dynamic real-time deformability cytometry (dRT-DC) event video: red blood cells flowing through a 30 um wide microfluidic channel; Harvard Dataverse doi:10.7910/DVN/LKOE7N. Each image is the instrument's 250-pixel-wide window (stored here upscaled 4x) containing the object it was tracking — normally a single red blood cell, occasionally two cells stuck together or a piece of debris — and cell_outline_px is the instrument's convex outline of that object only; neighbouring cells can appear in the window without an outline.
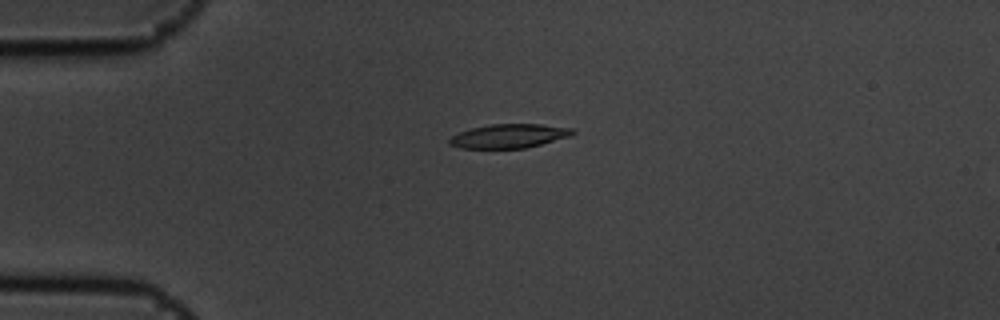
{"species": "common noctule bat (a hibernating species)", "species_latin": "Nyctalus noctula", "temperature_condition": "cold", "stored_images_in_passage": 2, "camera_frame_rate_fps": 3000, "um_per_image_px": 0.085, "animal": {"sex": "male", "body_mass_g": 19.5, "forearm_length_mm": 54.6}, "frame": {"image": 1, "passage_image": 1, "time_ms": 0.0, "image_size_px": [1000, 320], "cell_outline_px": [[576, 132], [572, 136], [524, 148], [460, 148], [448, 144], [448, 140], [452, 136], [460, 132], [472, 128], [488, 124], [540, 124], [572, 128]], "centroid_in_image_um": [43.27, 11.56], "position_along_channel_um": 41.7, "area_um2": 17.17}}